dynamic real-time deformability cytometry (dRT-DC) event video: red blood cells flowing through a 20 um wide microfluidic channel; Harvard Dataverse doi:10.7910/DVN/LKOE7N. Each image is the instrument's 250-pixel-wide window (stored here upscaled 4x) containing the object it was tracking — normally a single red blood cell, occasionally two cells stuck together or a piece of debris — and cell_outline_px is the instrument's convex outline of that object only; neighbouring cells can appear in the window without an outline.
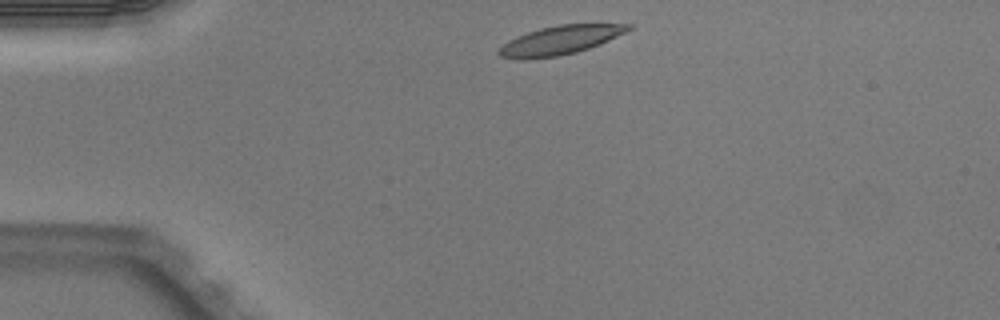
{"species": "Egyptian fruit bat (a non-hibernating species)", "species_latin": "Rousettus aegyptiacus", "temperature_condition": "warm", "stored_images_in_passage": 2, "camera_frame_rate_fps": 3000, "um_per_image_px": 0.085, "animal": {"sex": "male"}, "frame": {"image": 1, "passage_image": 1, "time_ms": 0.0, "image_size_px": [1000, 320], "cell_outline_px": [[632, 28], [600, 44], [576, 52], [560, 56], [528, 60], [520, 60], [500, 56], [496, 52], [508, 40], [516, 36], [540, 28], [560, 24], [632, 24]], "centroid_in_image_um": [47.55, 3.43], "position_along_channel_um": 37.5, "area_um2": 21.73}}